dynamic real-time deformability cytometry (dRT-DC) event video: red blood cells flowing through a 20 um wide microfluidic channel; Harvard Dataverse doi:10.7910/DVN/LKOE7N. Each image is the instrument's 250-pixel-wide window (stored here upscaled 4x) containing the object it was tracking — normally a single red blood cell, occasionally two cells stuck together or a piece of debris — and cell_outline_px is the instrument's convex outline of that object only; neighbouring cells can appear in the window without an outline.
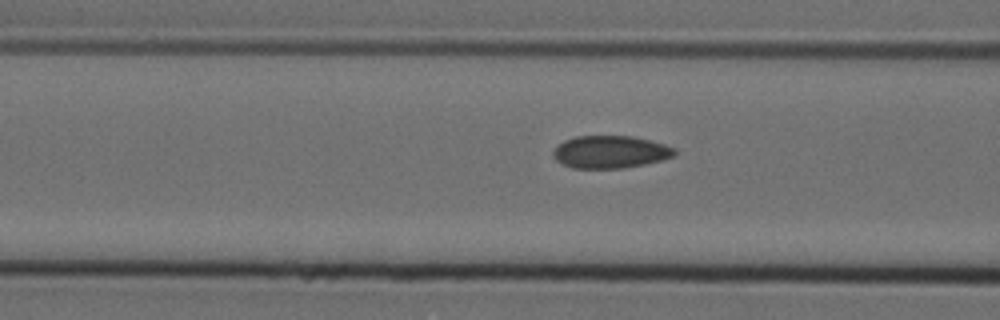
{"species": "Egyptian fruit bat (a non-hibernating species)", "species_latin": "Rousettus aegyptiacus", "temperature_condition": "cold", "stored_images_in_passage": 9, "camera_frame_rate_fps": 3000, "um_per_image_px": 0.085, "animal": {"sex": "female"}, "frame": {"image": 1, "passage_image": 6, "time_ms": 1.667, "image_size_px": [1000, 320], "cell_outline_px": [[676, 156], [644, 164], [624, 168], [572, 168], [556, 160], [552, 156], [552, 152], [564, 140], [576, 136], [632, 136], [664, 144], [676, 148]], "centroid_in_image_um": [51.88, 12.91], "position_along_channel_um": 114.7, "area_um2": 22.95}}